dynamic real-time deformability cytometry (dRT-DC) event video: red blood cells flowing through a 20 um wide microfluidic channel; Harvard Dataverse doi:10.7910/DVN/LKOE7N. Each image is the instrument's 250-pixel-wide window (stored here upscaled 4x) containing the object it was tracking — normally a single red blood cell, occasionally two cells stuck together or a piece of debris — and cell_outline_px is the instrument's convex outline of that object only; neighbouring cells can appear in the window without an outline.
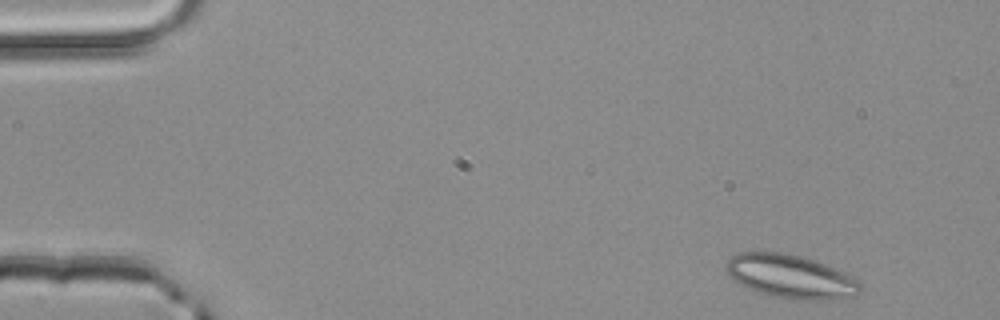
{"species": "common noctule bat (a hibernating species)", "species_latin": "Nyctalus noctula", "temperature_condition": "room temperature", "stored_images_in_passage": 47, "camera_frame_rate_fps": 3000, "um_per_image_px": 0.085, "animal": {"sex": "male", "body_mass_g": 20.4}, "frame": {"image": 1, "passage_image": 1, "time_ms": 0.0, "image_size_px": [1000, 320], "cell_outline_px": [[860, 292], [856, 296], [832, 300], [800, 300], [772, 296], [748, 288], [740, 284], [724, 268], [728, 260], [736, 252], [780, 252], [800, 256], [824, 264], [844, 272], [856, 280], [860, 284]], "centroid_in_image_um": [67.21, 23.51], "position_along_channel_um": 17.8, "area_um2": 33.76}}
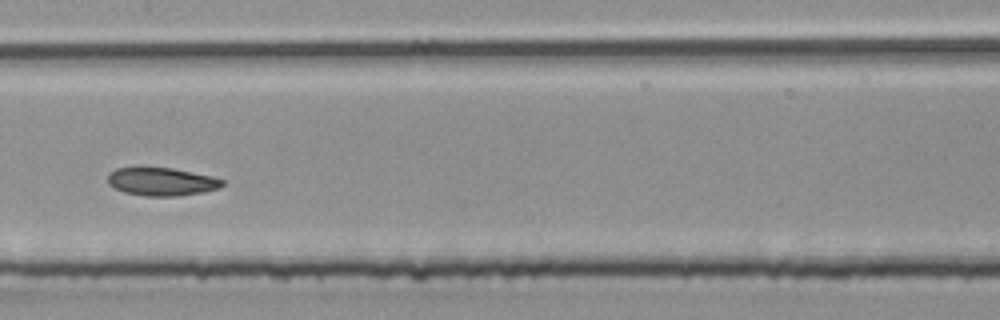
{"frame": {"image": 2, "passage_image": 22, "time_ms": 7.0, "image_size_px": [1000, 320], "cell_outline_px": [[224, 184], [220, 188], [200, 192], [176, 196], [144, 196], [124, 192], [112, 188], [108, 184], [108, 176], [116, 168], [172, 168], [212, 176], [224, 180]], "centroid_in_image_um": [13.73, 15.45], "position_along_channel_um": 193.7, "area_um2": 18.61}}
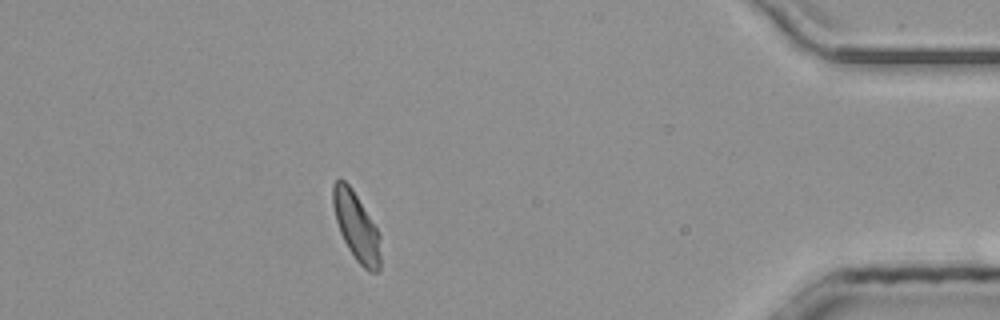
{"frame": {"image": 3, "passage_image": 41, "time_ms": 13.333, "image_size_px": [1000, 320], "cell_outline_px": [[380, 272], [368, 272], [356, 260], [348, 248], [340, 232], [336, 220], [332, 204], [332, 184], [336, 180], [344, 180], [352, 188], [380, 232]], "centroid_in_image_um": [30.3, 19.26], "position_along_channel_um": 404.9, "area_um2": 19.07}}